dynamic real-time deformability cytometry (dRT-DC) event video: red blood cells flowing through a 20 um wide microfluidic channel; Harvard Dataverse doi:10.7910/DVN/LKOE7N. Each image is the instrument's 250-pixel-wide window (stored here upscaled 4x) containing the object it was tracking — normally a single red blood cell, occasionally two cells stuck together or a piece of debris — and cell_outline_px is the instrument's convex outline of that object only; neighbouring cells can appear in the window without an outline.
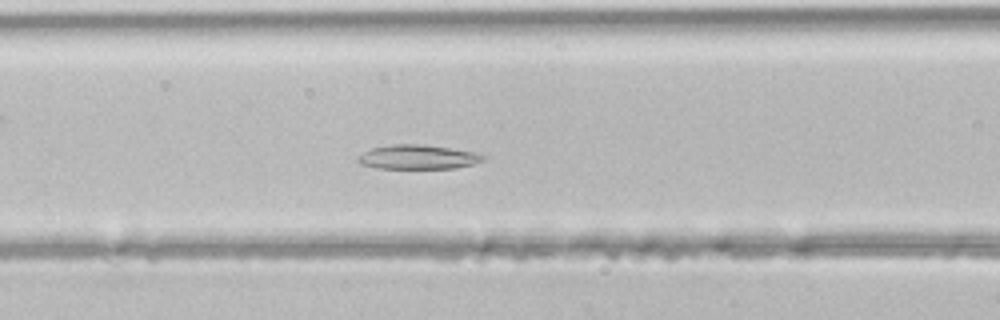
{"species": "common noctule bat (a hibernating species)", "species_latin": "Nyctalus noctula", "temperature_condition": "room temperature", "stored_images_in_passage": 31, "camera_frame_rate_fps": 3000, "um_per_image_px": 0.085, "animal": {"sex": "male", "body_mass_g": 21.5, "forearm_length_mm": 52.0}, "frame": {"image": 1, "passage_image": 12, "time_ms": 3.667, "image_size_px": [1000, 320], "cell_outline_px": [[484, 160], [472, 164], [456, 168], [376, 168], [360, 164], [356, 160], [356, 156], [372, 148], [392, 144], [424, 144], [472, 152], [484, 156]], "centroid_in_image_um": [35.44, 13.35], "position_along_channel_um": 131.2, "area_um2": 17.57}}
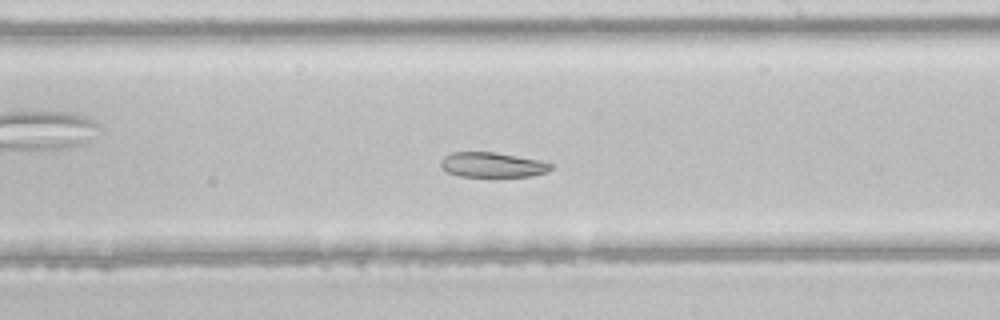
{"frame": {"image": 2, "passage_image": 20, "time_ms": 6.333, "image_size_px": [1000, 320], "cell_outline_px": [[552, 168], [548, 172], [532, 176], [460, 176], [448, 172], [440, 164], [440, 160], [444, 156], [452, 152], [496, 152], [540, 160], [552, 164]], "centroid_in_image_um": [41.87, 14.0], "position_along_channel_um": 247.1, "area_um2": 15.95}}
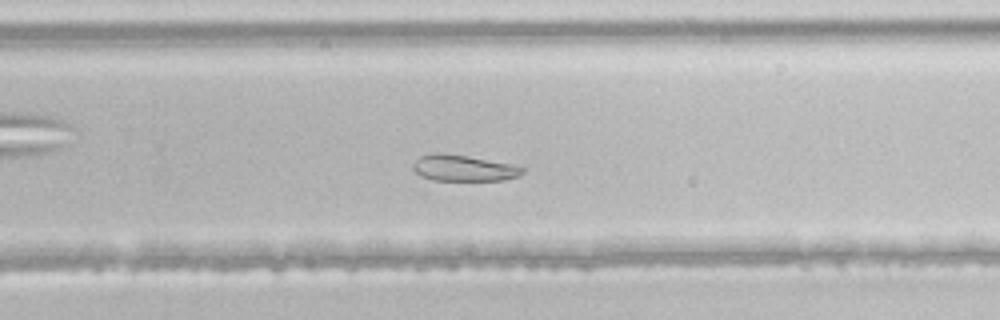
{"frame": {"image": 3, "passage_image": 23, "time_ms": 7.333, "image_size_px": [1000, 320], "cell_outline_px": [[524, 172], [516, 176], [504, 180], [432, 180], [420, 176], [412, 168], [412, 164], [420, 156], [432, 152], [436, 152], [464, 156], [512, 164], [524, 168]], "centroid_in_image_um": [39.35, 14.29], "position_along_channel_um": 290.5, "area_um2": 16.47}}